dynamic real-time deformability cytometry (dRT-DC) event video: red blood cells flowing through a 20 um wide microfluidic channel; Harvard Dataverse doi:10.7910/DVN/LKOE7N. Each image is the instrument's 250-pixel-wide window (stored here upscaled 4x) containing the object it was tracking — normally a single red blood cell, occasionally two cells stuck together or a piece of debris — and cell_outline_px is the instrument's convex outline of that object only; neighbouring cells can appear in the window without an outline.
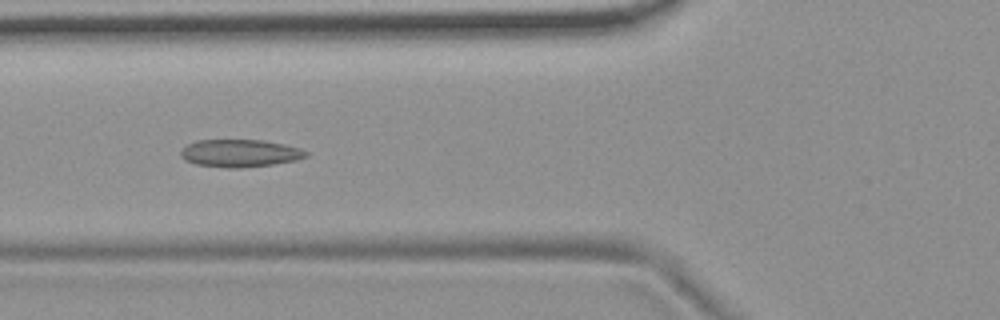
{"species": "common noctule bat (a hibernating species)", "species_latin": "Nyctalus noctula", "temperature_condition": "room temperature", "stored_images_in_passage": 5, "camera_frame_rate_fps": 3000, "um_per_image_px": 0.085, "animal": {"sex": "female", "body_mass_g": 19.9}, "frame": {"image": 1, "passage_image": 5, "time_ms": 1.333, "image_size_px": [1000, 320], "cell_outline_px": [[308, 156], [296, 160], [272, 164], [240, 168], [228, 168], [196, 164], [184, 160], [180, 156], [180, 152], [188, 144], [196, 140], [260, 140], [284, 144], [300, 148], [308, 152]], "centroid_in_image_um": [20.39, 13.02], "position_along_channel_um": 105.4, "area_um2": 20.06}}